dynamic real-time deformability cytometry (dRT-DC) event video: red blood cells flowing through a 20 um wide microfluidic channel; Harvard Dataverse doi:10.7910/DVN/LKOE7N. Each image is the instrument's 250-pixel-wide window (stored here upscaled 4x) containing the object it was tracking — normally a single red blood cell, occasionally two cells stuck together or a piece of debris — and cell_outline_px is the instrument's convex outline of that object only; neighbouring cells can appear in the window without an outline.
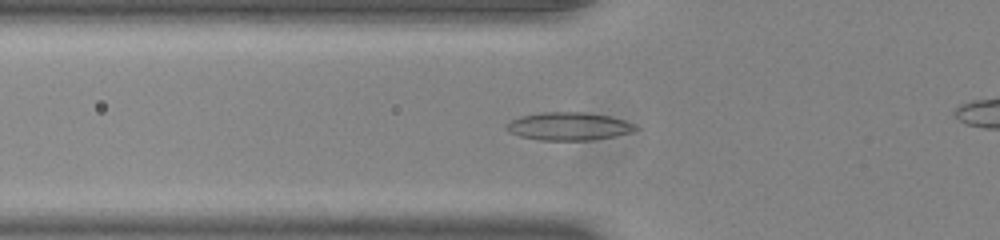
{"species": "common noctule bat (a hibernating species)", "species_latin": "Nyctalus noctula", "temperature_condition": "room temperature", "stored_images_in_passage": 34, "camera_frame_rate_fps": 3000, "um_per_image_px": 0.085, "animal": {"sex": "male", "body_mass_g": 20.0, "forearm_length_mm": 53.3}, "frame": {"image": 1, "passage_image": 6, "time_ms": 1.667, "image_size_px": [1000, 240], "cell_outline_px": [[640, 128], [632, 132], [592, 140], [540, 140], [520, 136], [508, 132], [504, 128], [512, 120], [520, 116], [540, 112], [588, 112], [608, 116], [624, 120], [636, 124]], "centroid_in_image_um": [48.35, 10.73], "position_along_channel_um": 77.5, "area_um2": 21.1}}
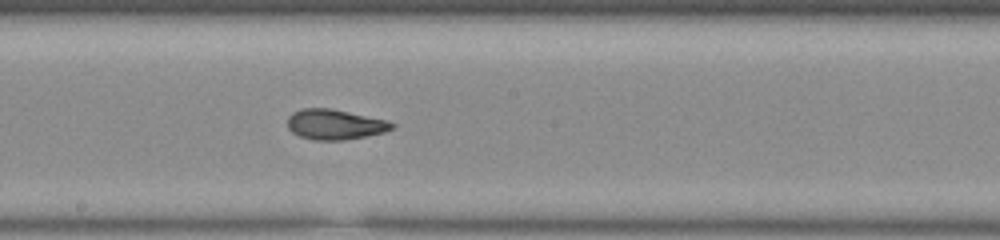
{"frame": {"image": 2, "passage_image": 17, "time_ms": 5.333, "image_size_px": [1000, 240], "cell_outline_px": [[396, 124], [392, 128], [384, 132], [344, 140], [312, 140], [300, 136], [292, 132], [288, 128], [288, 116], [292, 112], [300, 108], [328, 108], [348, 112], [384, 120]], "centroid_in_image_um": [28.4, 10.58], "position_along_channel_um": 219.8, "area_um2": 18.15}}
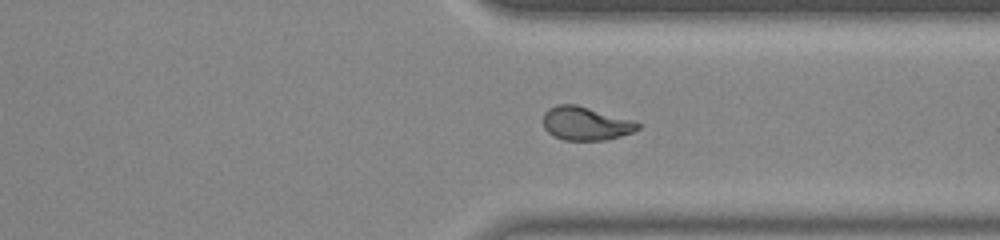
{"frame": {"image": 3, "passage_image": 28, "time_ms": 9.0, "image_size_px": [1000, 240], "cell_outline_px": [[640, 128], [632, 132], [608, 140], [564, 140], [552, 136], [544, 128], [544, 112], [548, 108], [556, 104], [576, 104], [632, 120], [640, 124]], "centroid_in_image_um": [49.75, 10.5], "position_along_channel_um": 361.6, "area_um2": 18.5}}